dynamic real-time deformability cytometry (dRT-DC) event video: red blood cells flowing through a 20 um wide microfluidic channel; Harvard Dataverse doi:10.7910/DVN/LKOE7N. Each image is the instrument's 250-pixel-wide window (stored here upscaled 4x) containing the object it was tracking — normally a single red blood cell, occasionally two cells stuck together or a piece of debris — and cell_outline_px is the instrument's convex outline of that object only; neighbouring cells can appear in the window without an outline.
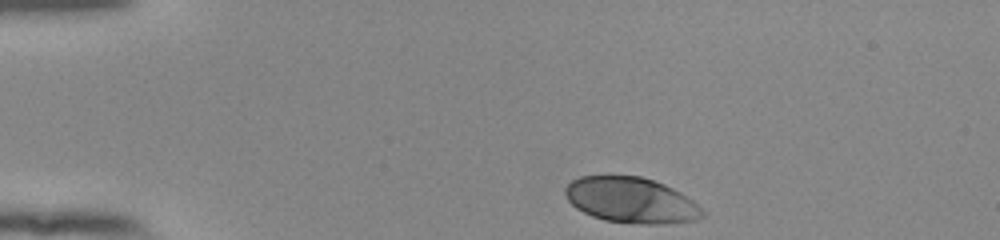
{"species": "human", "species_latin": "Homo sapiens", "temperature_condition": "room temperature", "stored_images_in_passage": 36, "camera_frame_rate_fps": 3000, "um_per_image_px": 0.085, "donor": {"sex": "female"}, "frame": {"image": 1, "passage_image": 1, "time_ms": 0.0, "image_size_px": [1000, 240], "cell_outline_px": [[704, 216], [696, 220], [664, 224], [640, 224], [604, 220], [592, 216], [576, 208], [568, 200], [564, 192], [564, 188], [572, 180], [580, 176], [640, 176], [664, 184], [680, 192], [692, 200], [704, 212]], "centroid_in_image_um": [53.63, 17.02], "position_along_channel_um": 31.4, "area_um2": 36.36}}
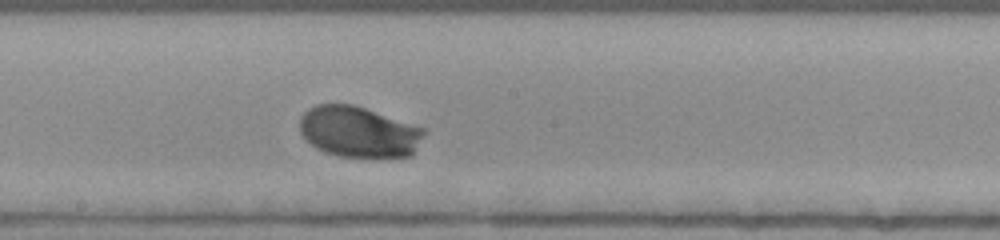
{"frame": {"image": 2, "passage_image": 21, "time_ms": 6.667, "image_size_px": [1000, 240], "cell_outline_px": [[424, 132], [412, 156], [340, 156], [324, 152], [316, 148], [300, 132], [300, 116], [308, 108], [316, 104], [352, 104], [424, 128]], "centroid_in_image_um": [30.44, 11.19], "position_along_channel_um": 217.8, "area_um2": 36.3}}
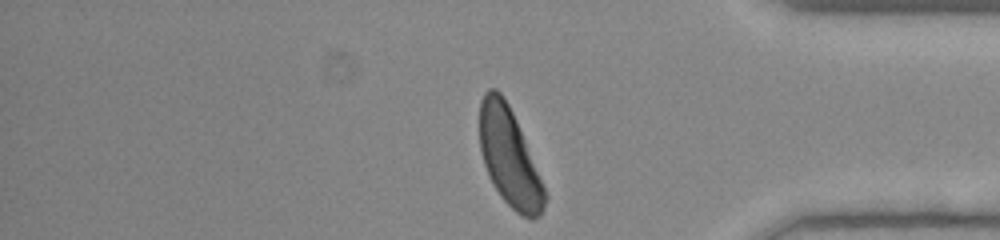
{"frame": {"image": 3, "passage_image": 36, "time_ms": 11.667, "image_size_px": [1000, 240], "cell_outline_px": [[548, 196], [544, 208], [540, 216], [532, 220], [520, 216], [500, 196], [492, 184], [484, 164], [480, 148], [480, 100], [484, 92], [488, 88], [496, 88], [504, 96], [516, 120]], "centroid_in_image_um": [43.29, 13.39], "position_along_channel_um": 391.9, "area_um2": 37.11}, "authors_computed_cell_mechanics": {"area_um2": 36.5874, "velocity_mm_per_s": 3.8264, "shape_relaxation_time_tau1_ms": 2.794, "shape_relaxation_time_tau2_ms": null, "deformation_change_tau1": 0.1868, "deformation_change_tau2": null}}